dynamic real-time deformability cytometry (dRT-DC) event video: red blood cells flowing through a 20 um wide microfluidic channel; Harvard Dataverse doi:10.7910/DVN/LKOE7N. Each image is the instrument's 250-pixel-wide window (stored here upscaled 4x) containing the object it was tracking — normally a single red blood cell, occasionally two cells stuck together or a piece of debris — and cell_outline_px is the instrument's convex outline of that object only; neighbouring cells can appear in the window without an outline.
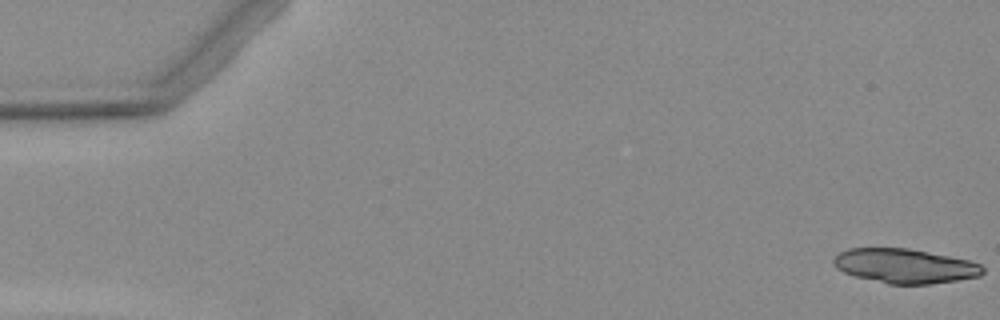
{"species": "Egyptian fruit bat (a non-hibernating species)", "species_latin": "Rousettus aegyptiacus", "temperature_condition": "warm", "stored_images_in_passage": 6, "camera_frame_rate_fps": 3000, "um_per_image_px": 0.085, "animal": {"sex": "female"}, "frame": {"image": 1, "passage_image": 1, "time_ms": 0.0, "image_size_px": [1000, 320], "cell_outline_px": [[984, 272], [980, 276], [956, 280], [928, 284], [888, 284], [856, 276], [844, 272], [836, 268], [832, 260], [840, 252], [848, 248], [908, 248], [968, 260], [980, 264], [984, 268]], "centroid_in_image_um": [76.91, 22.6], "position_along_channel_um": 8.1, "area_um2": 29.71}}